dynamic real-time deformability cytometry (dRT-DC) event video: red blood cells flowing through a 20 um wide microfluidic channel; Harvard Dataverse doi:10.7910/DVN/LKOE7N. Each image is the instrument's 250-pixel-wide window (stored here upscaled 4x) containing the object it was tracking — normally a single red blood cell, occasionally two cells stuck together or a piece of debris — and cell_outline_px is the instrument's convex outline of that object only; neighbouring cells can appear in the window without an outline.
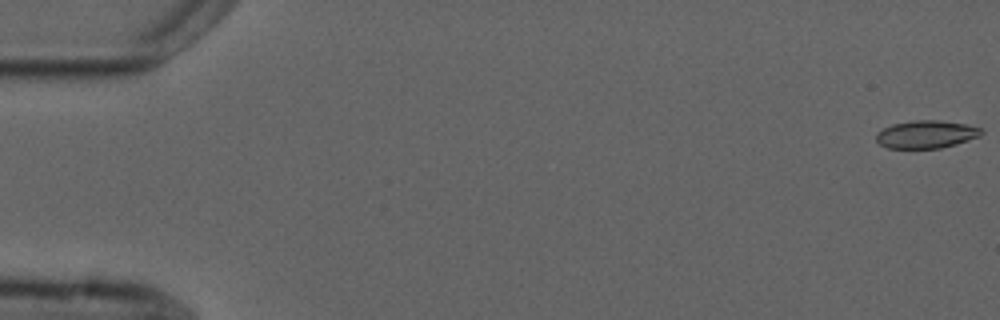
{"species": "common noctule bat (a hibernating species)", "species_latin": "Nyctalus noctula", "temperature_condition": "cold", "stored_images_in_passage": 10, "camera_frame_rate_fps": 3000, "um_per_image_px": 0.085, "animal": {"sex": "male", "forearm_length_mm": 52.5}, "frame": {"image": 1, "passage_image": 1, "time_ms": 0.0, "image_size_px": [1000, 320], "cell_outline_px": [[984, 132], [980, 136], [956, 144], [940, 148], [888, 148], [880, 144], [876, 140], [876, 132], [892, 124], [912, 120], [940, 120], [964, 124], [984, 128]], "centroid_in_image_um": [78.74, 11.41], "position_along_channel_um": 6.3, "area_um2": 17.11}}
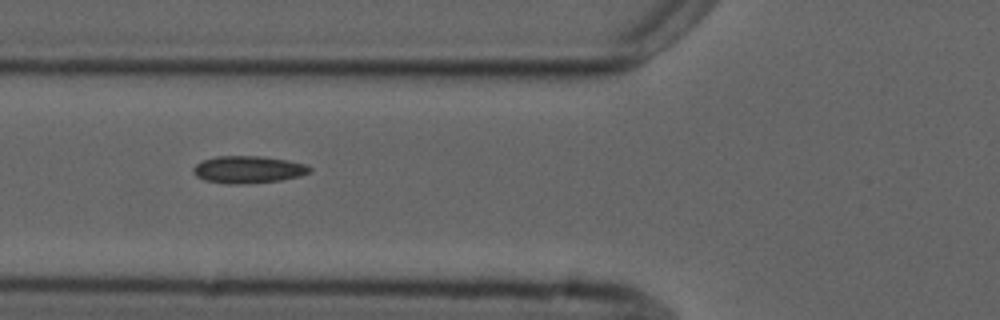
{"frame": {"image": 2, "passage_image": 6, "time_ms": 6.667, "image_size_px": [1000, 320], "cell_outline_px": [[312, 172], [300, 176], [280, 180], [244, 184], [228, 184], [204, 180], [196, 176], [192, 172], [192, 168], [196, 164], [204, 160], [216, 156], [260, 156], [288, 160], [304, 164], [312, 168]], "centroid_in_image_um": [21.09, 14.41], "position_along_channel_um": 104.7, "area_um2": 18.55}}
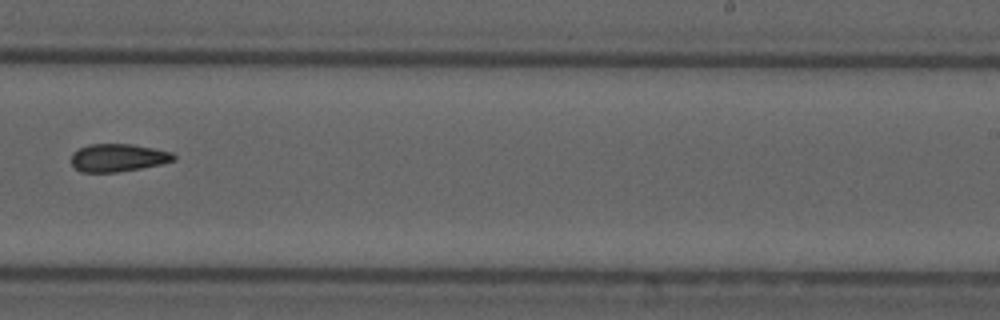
{"frame": {"image": 3, "passage_image": 10, "time_ms": 11.333, "image_size_px": [1000, 320], "cell_outline_px": [[176, 160], [160, 164], [120, 172], [80, 172], [72, 164], [72, 152], [88, 144], [132, 144], [172, 152], [176, 156]], "centroid_in_image_um": [10.03, 13.4], "position_along_channel_um": 279.0, "area_um2": 16.59}}